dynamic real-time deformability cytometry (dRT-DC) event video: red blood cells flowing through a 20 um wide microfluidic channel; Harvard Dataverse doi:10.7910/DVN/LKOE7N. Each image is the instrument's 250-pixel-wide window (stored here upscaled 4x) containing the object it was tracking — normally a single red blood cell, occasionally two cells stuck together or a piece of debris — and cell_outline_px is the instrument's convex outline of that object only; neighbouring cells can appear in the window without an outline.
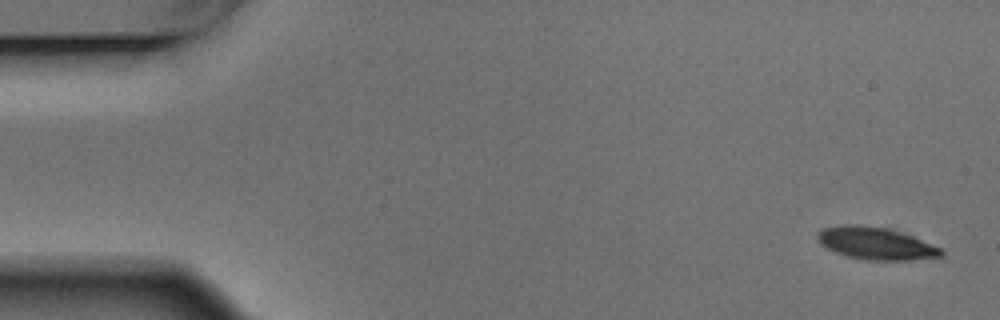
{"species": "Egyptian fruit bat (a non-hibernating species)", "species_latin": "Rousettus aegyptiacus", "temperature_condition": "warm", "stored_images_in_passage": 4, "camera_frame_rate_fps": 3000, "um_per_image_px": 0.085, "animal": {"sex": "male"}, "frame": {"image": 1, "passage_image": 1, "time_ms": 0.0, "image_size_px": [1000, 320], "cell_outline_px": [[944, 256], [912, 260], [864, 260], [848, 256], [836, 252], [820, 244], [816, 236], [816, 232], [824, 228], [848, 224], [860, 224], [884, 228], [900, 232], [912, 236], [940, 248], [944, 252]], "centroid_in_image_um": [74.43, 20.69], "position_along_channel_um": 10.6, "area_um2": 23.12}}
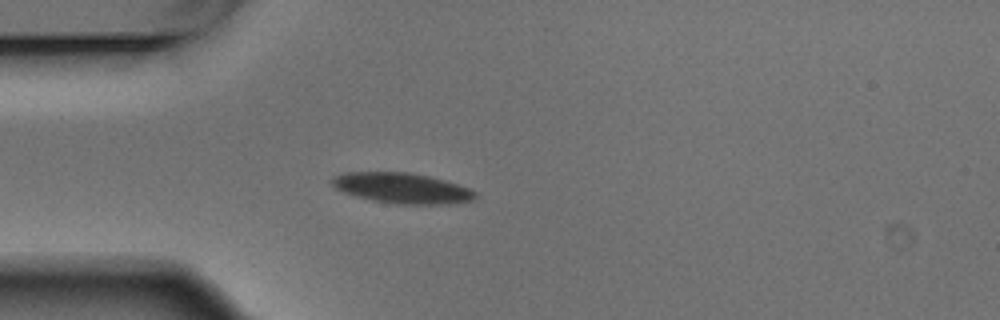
{"frame": {"image": 2, "passage_image": 4, "time_ms": 1.0, "image_size_px": [1000, 320], "cell_outline_px": [[476, 200], [448, 204], [396, 204], [372, 200], [356, 196], [344, 192], [336, 188], [332, 184], [332, 176], [344, 172], [412, 172], [444, 180], [468, 188], [476, 192]], "centroid_in_image_um": [34.17, 15.99], "position_along_channel_um": 50.8, "area_um2": 25.43}}